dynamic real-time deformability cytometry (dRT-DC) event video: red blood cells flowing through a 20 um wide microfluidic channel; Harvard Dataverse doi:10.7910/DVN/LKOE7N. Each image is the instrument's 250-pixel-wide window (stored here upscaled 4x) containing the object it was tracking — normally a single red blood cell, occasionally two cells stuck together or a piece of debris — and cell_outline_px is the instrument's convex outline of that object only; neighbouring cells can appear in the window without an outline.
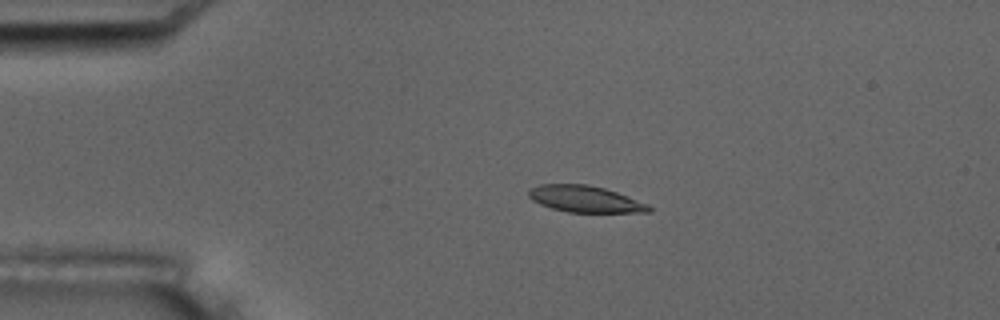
{"species": "common noctule bat (a hibernating species)", "species_latin": "Nyctalus noctula", "temperature_condition": "room temperature", "stored_images_in_passage": 5, "camera_frame_rate_fps": 3000, "um_per_image_px": 0.085, "animal": {"sex": "male", "body_mass_g": 17.5, "forearm_length_mm": 52.3}, "frame": {"image": 1, "passage_image": 2, "time_ms": 1.0, "image_size_px": [1000, 320], "cell_outline_px": [[652, 212], [568, 212], [552, 208], [540, 204], [532, 200], [528, 196], [528, 192], [532, 188], [540, 184], [588, 184], [604, 188], [616, 192], [648, 204], [652, 208]], "centroid_in_image_um": [49.73, 16.92], "position_along_channel_um": 35.3, "area_um2": 18.44}}